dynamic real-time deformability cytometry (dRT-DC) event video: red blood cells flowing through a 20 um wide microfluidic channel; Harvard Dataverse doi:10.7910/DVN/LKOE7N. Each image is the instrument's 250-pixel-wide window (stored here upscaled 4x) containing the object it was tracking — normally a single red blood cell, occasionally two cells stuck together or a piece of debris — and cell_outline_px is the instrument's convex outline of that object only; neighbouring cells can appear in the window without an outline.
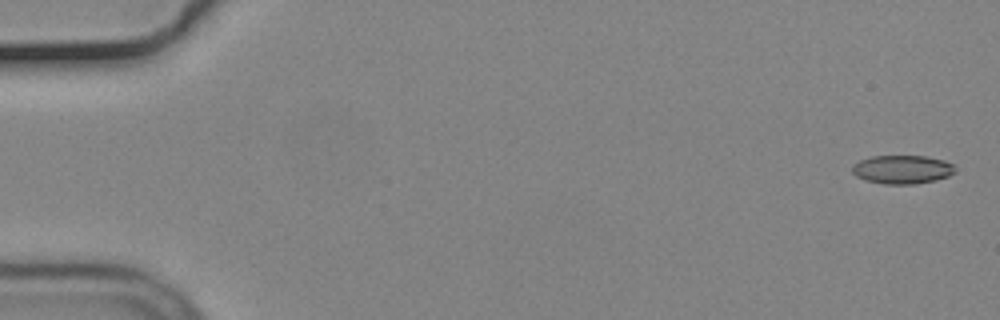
{"species": "common noctule bat (a hibernating species)", "species_latin": "Nyctalus noctula", "temperature_condition": "cold", "stored_images_in_passage": 55, "camera_frame_rate_fps": 3000, "um_per_image_px": 0.085, "animal": {"sex": "male", "body_mass_g": 19.2, "forearm_length_mm": 51.8}, "frame": {"image": 1, "passage_image": 1, "time_ms": 0.0, "image_size_px": [1000, 320], "cell_outline_px": [[956, 172], [948, 176], [936, 180], [916, 184], [884, 184], [868, 180], [856, 176], [852, 172], [852, 164], [860, 160], [872, 156], [924, 156], [944, 160], [952, 164], [956, 168]], "centroid_in_image_um": [76.7, 14.4], "position_along_channel_um": 8.3, "area_um2": 17.17}}
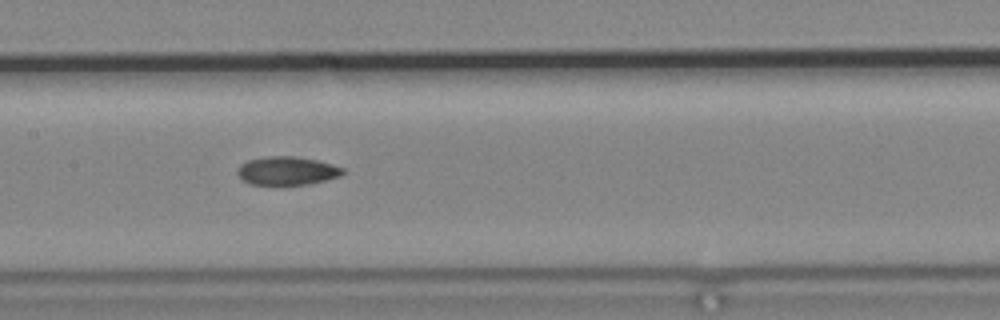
{"frame": {"image": 2, "passage_image": 27, "time_ms": 8.667, "image_size_px": [1000, 320], "cell_outline_px": [[344, 172], [340, 176], [324, 180], [304, 184], [280, 188], [276, 188], [252, 184], [244, 180], [236, 172], [240, 164], [248, 160], [268, 156], [292, 156], [316, 160], [332, 164], [344, 168]], "centroid_in_image_um": [24.36, 14.56], "position_along_channel_um": 183.0, "area_um2": 17.92}}
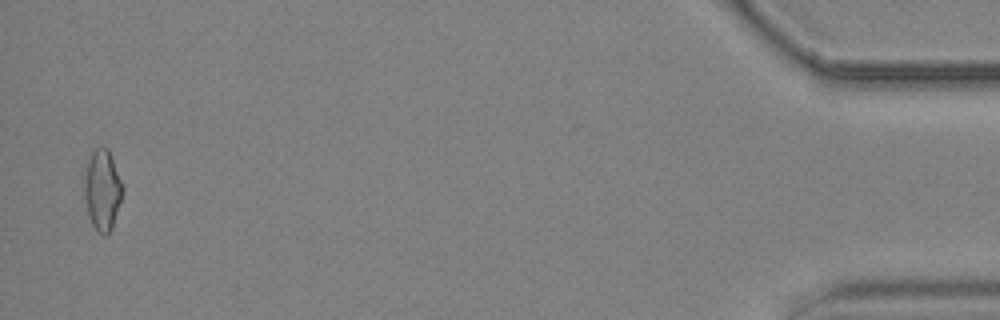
{"frame": {"image": 3, "passage_image": 54, "time_ms": 17.667, "image_size_px": [1000, 320], "cell_outline_px": [[124, 188], [112, 228], [104, 236], [96, 232], [88, 216], [84, 196], [84, 176], [88, 160], [92, 152], [96, 148], [108, 148], [124, 184]], "centroid_in_image_um": [8.7, 16.16], "position_along_channel_um": 426.5, "area_um2": 18.15}, "authors_computed_cell_mechanics": {"area_um2": 17.34, "velocity_mm_per_s": 3.7068, "shape_relaxation_time_tau1_ms": 9.9399, "shape_relaxation_time_tau2_ms": 3.4057, "deformation_change_tau1": 0.1733, "deformation_change_tau2": 0.0967}}